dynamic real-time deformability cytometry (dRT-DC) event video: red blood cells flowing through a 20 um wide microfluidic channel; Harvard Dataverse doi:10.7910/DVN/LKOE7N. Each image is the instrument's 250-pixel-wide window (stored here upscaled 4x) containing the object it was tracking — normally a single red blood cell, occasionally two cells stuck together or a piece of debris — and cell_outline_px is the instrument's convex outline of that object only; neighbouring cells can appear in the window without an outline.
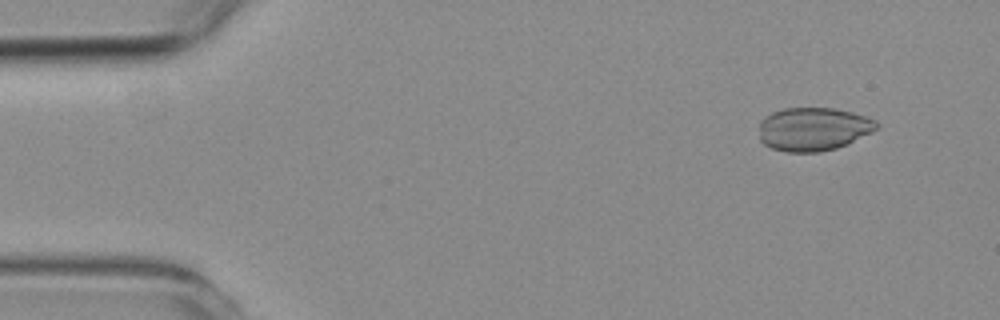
{"species": "common noctule bat (a hibernating species)", "species_latin": "Nyctalus noctula", "temperature_condition": "room temperature", "stored_images_in_passage": 57, "camera_frame_rate_fps": 3000, "um_per_image_px": 0.085, "animal": {"sex": "female", "body_mass_g": 19.3, "forearm_length_mm": 54.1}, "frame": {"image": 1, "passage_image": 5, "time_ms": 1.333, "image_size_px": [1000, 320], "cell_outline_px": [[880, 124], [872, 132], [848, 144], [836, 148], [820, 152], [784, 152], [772, 148], [764, 144], [760, 140], [760, 120], [764, 116], [772, 112], [784, 108], [832, 108], [852, 112], [876, 120]], "centroid_in_image_um": [69.12, 10.97], "position_along_channel_um": 15.9, "area_um2": 29.88}}
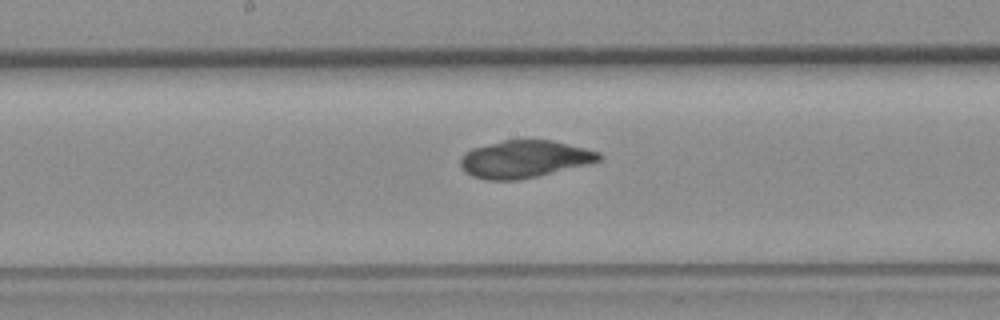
{"frame": {"image": 2, "passage_image": 29, "time_ms": 9.333, "image_size_px": [1000, 320], "cell_outline_px": [[604, 160], [520, 180], [484, 180], [472, 176], [464, 172], [460, 164], [460, 156], [464, 152], [472, 148], [504, 140], [552, 140], [600, 152], [604, 156]], "centroid_in_image_um": [44.56, 13.53], "position_along_channel_um": 203.6, "area_um2": 30.29}}
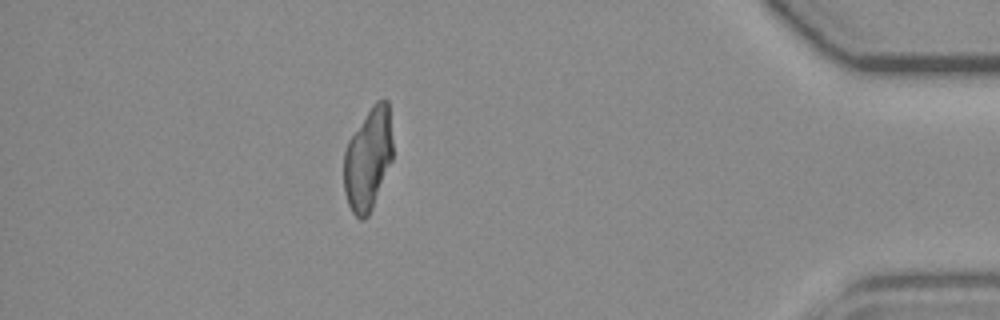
{"frame": {"image": 3, "passage_image": 50, "time_ms": 16.333, "image_size_px": [1000, 320], "cell_outline_px": [[392, 160], [372, 208], [368, 216], [364, 220], [360, 220], [352, 212], [348, 204], [344, 192], [344, 152], [348, 140], [372, 104], [376, 100], [388, 100], [392, 140]], "centroid_in_image_um": [31.27, 13.52], "position_along_channel_um": 403.9, "area_um2": 29.13}}